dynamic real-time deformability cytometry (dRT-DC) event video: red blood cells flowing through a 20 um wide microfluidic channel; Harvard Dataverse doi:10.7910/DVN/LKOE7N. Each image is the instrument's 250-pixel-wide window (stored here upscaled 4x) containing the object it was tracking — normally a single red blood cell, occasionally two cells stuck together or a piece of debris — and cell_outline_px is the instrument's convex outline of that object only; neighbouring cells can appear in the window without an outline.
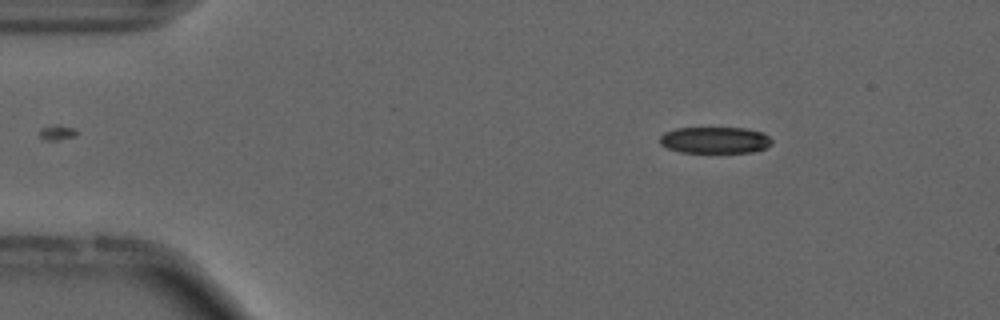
{"species": "common noctule bat (a hibernating species)", "species_latin": "Nyctalus noctula", "temperature_condition": "cold", "stored_images_in_passage": 54, "camera_frame_rate_fps": 3000, "um_per_image_px": 0.085, "animal": {"sex": "male", "forearm_length_mm": 52.5}, "frame": {"image": 1, "passage_image": 7, "time_ms": 2.0, "image_size_px": [1000, 320], "cell_outline_px": [[772, 144], [764, 148], [752, 152], [680, 152], [668, 148], [660, 144], [660, 136], [664, 132], [676, 128], [744, 128], [764, 132], [772, 140]], "centroid_in_image_um": [60.77, 11.9], "position_along_channel_um": 24.2, "area_um2": 17.28}}
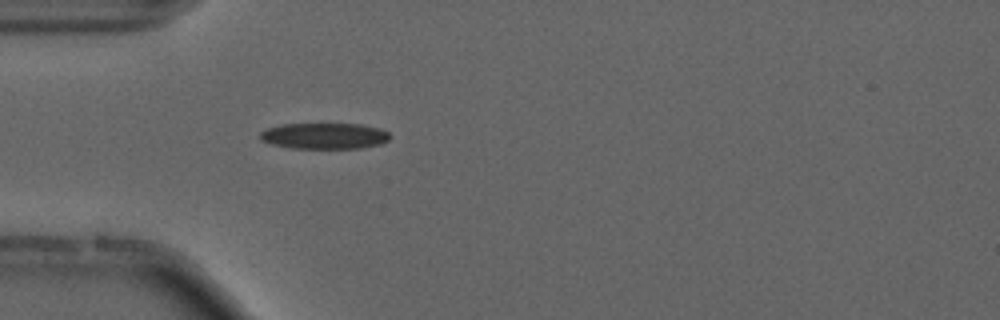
{"frame": {"image": 2, "passage_image": 15, "time_ms": 4.667, "image_size_px": [1000, 320], "cell_outline_px": [[392, 136], [388, 140], [380, 144], [360, 148], [292, 148], [272, 144], [260, 140], [260, 132], [268, 128], [284, 124], [360, 124], [380, 128], [388, 132]], "centroid_in_image_um": [27.6, 11.55], "position_along_channel_um": 57.4, "area_um2": 19.65}, "authors_computed_cell_mechanics": {"area_um2": 19.0451, "velocity_mm_per_s": 3.7341, "shape_relaxation_time_tau1_ms": null, "shape_relaxation_time_tau2_ms": 3.3374, "deformation_change_tau1": null, "deformation_change_tau2": 0.1169}}